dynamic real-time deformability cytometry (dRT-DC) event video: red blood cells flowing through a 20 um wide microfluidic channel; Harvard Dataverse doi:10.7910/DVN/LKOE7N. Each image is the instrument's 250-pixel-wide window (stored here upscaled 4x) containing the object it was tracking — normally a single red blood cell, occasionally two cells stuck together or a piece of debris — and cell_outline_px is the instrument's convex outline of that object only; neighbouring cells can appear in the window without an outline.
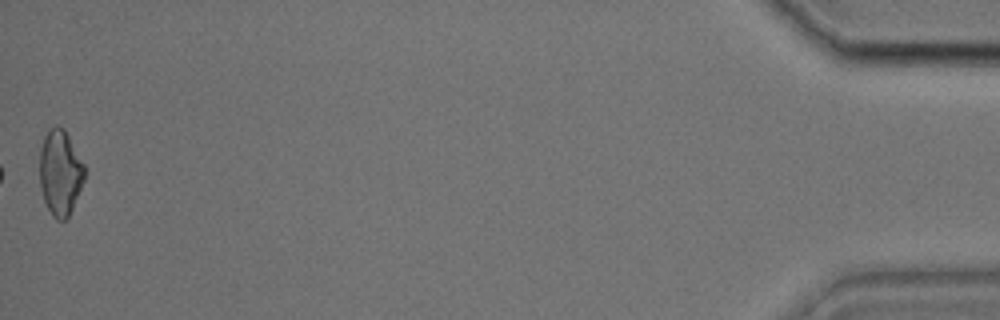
{"species": "common noctule bat (a hibernating species)", "species_latin": "Nyctalus noctula", "temperature_condition": "cold", "stored_images_in_passage": 38, "camera_frame_rate_fps": 3000, "um_per_image_px": 0.085, "animal": {"sex": "male", "body_mass_g": 17.9, "forearm_length_mm": 54.2}, "frame": {"image": 1, "passage_image": 38, "time_ms": 12.333, "image_size_px": [1000, 320], "cell_outline_px": [[84, 180], [72, 208], [68, 216], [64, 220], [56, 220], [52, 216], [44, 200], [40, 184], [40, 148], [44, 136], [48, 128], [56, 124], [64, 128], [84, 164]], "centroid_in_image_um": [5.1, 14.63], "position_along_channel_um": 430.1, "area_um2": 22.25}}